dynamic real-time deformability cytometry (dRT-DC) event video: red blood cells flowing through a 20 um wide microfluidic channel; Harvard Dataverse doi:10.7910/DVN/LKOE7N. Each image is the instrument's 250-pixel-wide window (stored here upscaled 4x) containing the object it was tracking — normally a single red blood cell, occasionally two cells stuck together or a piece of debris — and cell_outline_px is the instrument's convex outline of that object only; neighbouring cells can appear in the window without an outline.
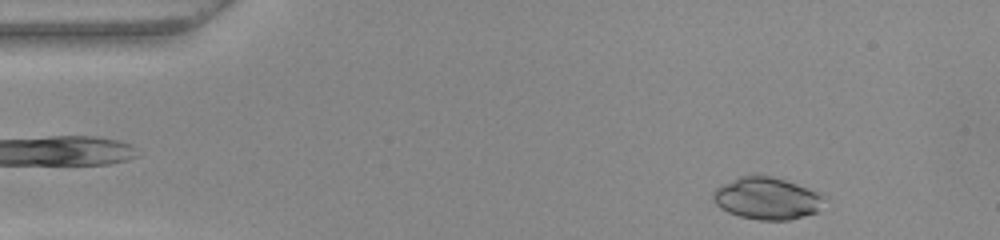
{"species": "common noctule bat (a hibernating species)", "species_latin": "Nyctalus noctula", "temperature_condition": "warm", "stored_images_in_passage": 43, "camera_frame_rate_fps": 3000, "um_per_image_px": 0.085, "animal": {"sex": "female", "body_mass_g": 22.0, "forearm_length_mm": 56.7}, "frame": {"image": 1, "passage_image": 2, "time_ms": 0.333, "image_size_px": [1000, 240], "cell_outline_px": [[828, 196], [816, 212], [788, 220], [760, 220], [740, 216], [728, 212], [720, 208], [712, 200], [712, 192], [716, 188], [740, 176], [768, 176], [784, 180], [796, 184]], "centroid_in_image_um": [65.18, 16.87], "position_along_channel_um": 19.8, "area_um2": 26.93}}
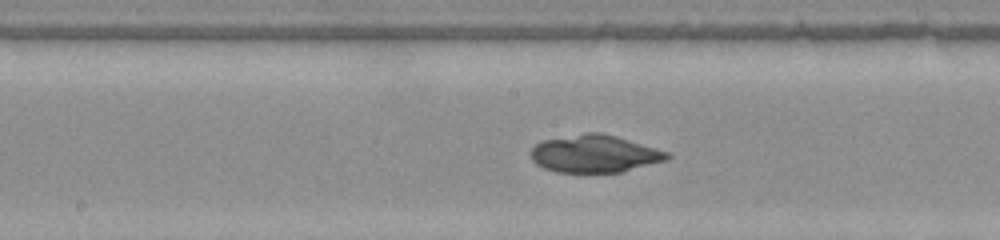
{"frame": {"image": 2, "passage_image": 22, "time_ms": 7.0, "image_size_px": [1000, 240], "cell_outline_px": [[672, 156], [668, 160], [624, 172], [556, 172], [544, 168], [536, 164], [532, 160], [532, 148], [536, 144], [544, 140], [588, 132], [600, 132], [616, 136], [668, 152]], "centroid_in_image_um": [50.58, 13.08], "position_along_channel_um": 197.6, "area_um2": 29.71}}
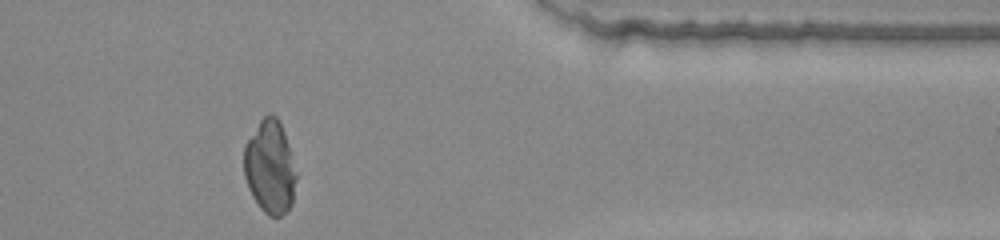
{"frame": {"image": 3, "passage_image": 38, "time_ms": 12.333, "image_size_px": [1000, 240], "cell_outline_px": [[296, 180], [292, 204], [288, 212], [280, 216], [268, 216], [260, 208], [252, 196], [248, 188], [244, 176], [244, 144], [260, 120], [268, 112], [272, 112], [280, 120], [284, 132], [296, 172]], "centroid_in_image_um": [22.94, 14.2], "position_along_channel_um": 388.5, "area_um2": 28.67}, "authors_computed_cell_mechanics": {"area_um2": 29.8248, "velocity_mm_per_s": 3.9736, "shape_relaxation_time_tau1_ms": null, "shape_relaxation_time_tau2_ms": 0.9872, "deformation_change_tau1": null, "deformation_change_tau2": 0.0316}}